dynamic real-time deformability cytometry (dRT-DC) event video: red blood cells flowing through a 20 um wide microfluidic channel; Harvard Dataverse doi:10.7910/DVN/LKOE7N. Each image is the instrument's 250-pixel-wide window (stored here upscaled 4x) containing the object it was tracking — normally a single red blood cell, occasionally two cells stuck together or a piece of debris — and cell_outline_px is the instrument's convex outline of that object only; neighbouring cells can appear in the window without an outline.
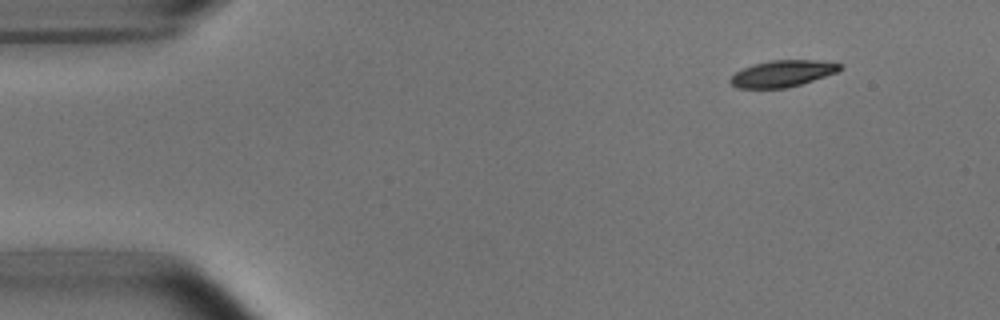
{"species": "common noctule bat (a hibernating species)", "species_latin": "Nyctalus noctula", "temperature_condition": "room temperature", "stored_images_in_passage": 48, "camera_frame_rate_fps": 3000, "um_per_image_px": 0.085, "animal": {"sex": "male", "body_mass_g": 15.6}, "frame": {"image": 1, "passage_image": 1, "time_ms": 0.0, "image_size_px": [1000, 320], "cell_outline_px": [[844, 68], [836, 72], [788, 88], [736, 88], [728, 80], [736, 72], [752, 64], [768, 60], [820, 60], [844, 64]], "centroid_in_image_um": [66.52, 6.24], "position_along_channel_um": 18.5, "area_um2": 16.99}}
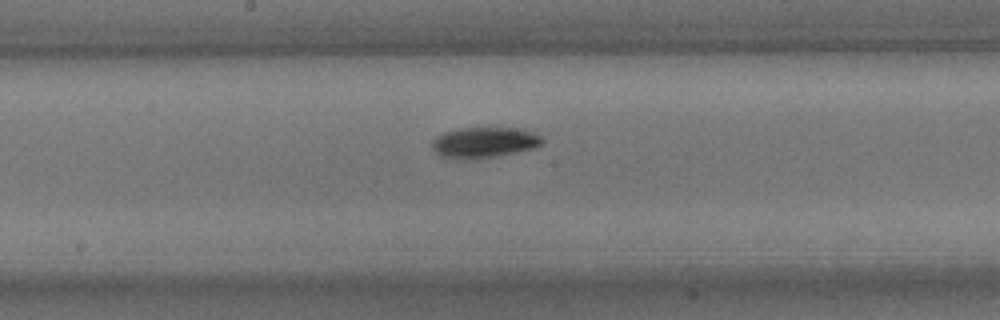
{"frame": {"image": 2, "passage_image": 23, "time_ms": 7.333, "image_size_px": [1000, 320], "cell_outline_px": [[544, 140], [540, 144], [532, 148], [492, 156], [460, 160], [440, 156], [432, 148], [432, 140], [436, 136], [444, 132], [456, 128], [516, 128], [532, 132], [540, 136]], "centroid_in_image_um": [41.07, 12.09], "position_along_channel_um": 207.1, "area_um2": 19.36}}
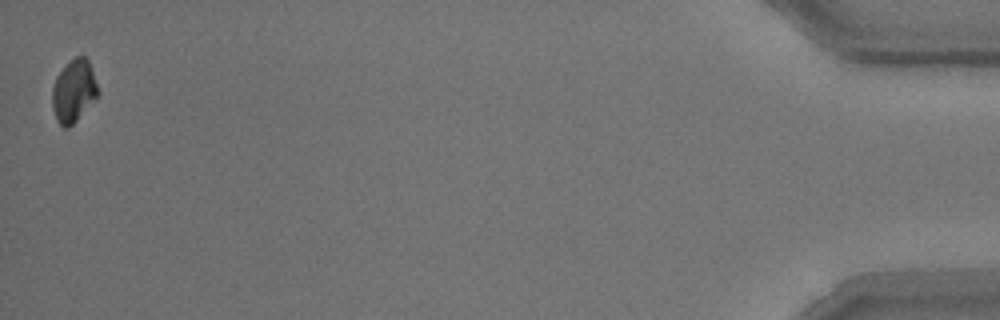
{"frame": {"image": 3, "passage_image": 48, "time_ms": 15.667, "image_size_px": [1000, 320], "cell_outline_px": [[100, 92], [76, 120], [68, 128], [64, 128], [56, 120], [52, 108], [52, 88], [56, 76], [76, 56], [84, 56], [88, 60]], "centroid_in_image_um": [6.25, 7.75], "position_along_channel_um": 429.0, "area_um2": 16.3}, "authors_computed_cell_mechanics": {"area_um2": 17.8313, "velocity_mm_per_s": 3.7549, "shape_relaxation_time_tau1_ms": 2.6913, "shape_relaxation_time_tau2_ms": null, "deformation_change_tau1": 0.1225, "deformation_change_tau2": null}}